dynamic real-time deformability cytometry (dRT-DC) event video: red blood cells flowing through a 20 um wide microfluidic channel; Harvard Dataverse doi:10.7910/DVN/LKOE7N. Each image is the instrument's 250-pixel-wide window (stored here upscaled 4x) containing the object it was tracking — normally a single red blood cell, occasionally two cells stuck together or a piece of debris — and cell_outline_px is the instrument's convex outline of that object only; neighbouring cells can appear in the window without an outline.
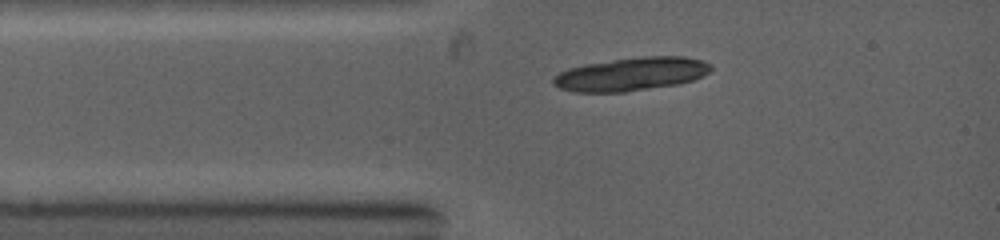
{"species": "common noctule bat (a hibernating species)", "species_latin": "Nyctalus noctula", "temperature_condition": "warm", "stored_images_in_passage": 2, "camera_frame_rate_fps": 5000, "um_per_image_px": 0.085, "animal": {"sex": "female", "body_mass_g": 19.0, "forearm_length_mm": 53.3}, "frame": {"image": 1, "passage_image": 1, "time_ms": 0.0, "image_size_px": [1000, 240], "cell_outline_px": [[712, 68], [704, 76], [680, 84], [624, 92], [572, 92], [560, 88], [552, 84], [552, 76], [568, 68], [584, 64], [644, 56], [684, 56], [700, 60], [712, 64]], "centroid_in_image_um": [53.64, 6.3], "position_along_channel_um": 31.4, "area_um2": 30.75}}